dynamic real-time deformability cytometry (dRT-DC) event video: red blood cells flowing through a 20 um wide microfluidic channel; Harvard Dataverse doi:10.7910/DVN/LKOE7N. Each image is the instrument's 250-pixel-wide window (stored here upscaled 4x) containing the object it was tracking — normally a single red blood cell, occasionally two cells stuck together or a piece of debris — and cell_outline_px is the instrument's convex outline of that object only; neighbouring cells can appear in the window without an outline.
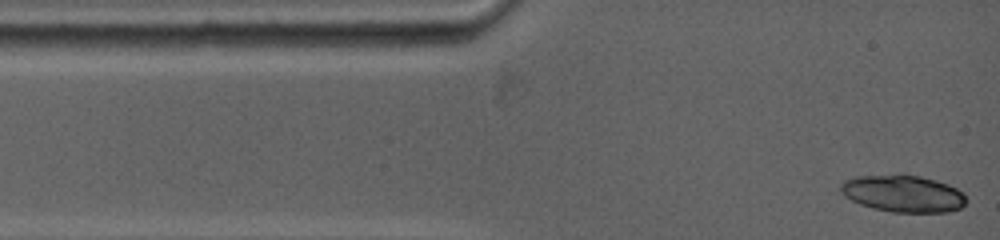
{"species": "common noctule bat (a hibernating species)", "species_latin": "Nyctalus noctula", "temperature_condition": "warm", "stored_images_in_passage": 3, "camera_frame_rate_fps": 5000, "um_per_image_px": 0.085, "animal": {"sex": "female", "body_mass_g": 19.0, "forearm_length_mm": 53.3}, "frame": {"image": 1, "passage_image": 1, "time_ms": 0.0, "image_size_px": [1000, 240], "cell_outline_px": [[968, 200], [960, 208], [948, 212], [892, 212], [872, 208], [860, 204], [844, 196], [840, 192], [840, 184], [844, 180], [860, 176], [920, 176], [936, 180], [948, 184], [964, 192]], "centroid_in_image_um": [76.79, 16.48], "position_along_channel_um": 8.2, "area_um2": 26.82}}